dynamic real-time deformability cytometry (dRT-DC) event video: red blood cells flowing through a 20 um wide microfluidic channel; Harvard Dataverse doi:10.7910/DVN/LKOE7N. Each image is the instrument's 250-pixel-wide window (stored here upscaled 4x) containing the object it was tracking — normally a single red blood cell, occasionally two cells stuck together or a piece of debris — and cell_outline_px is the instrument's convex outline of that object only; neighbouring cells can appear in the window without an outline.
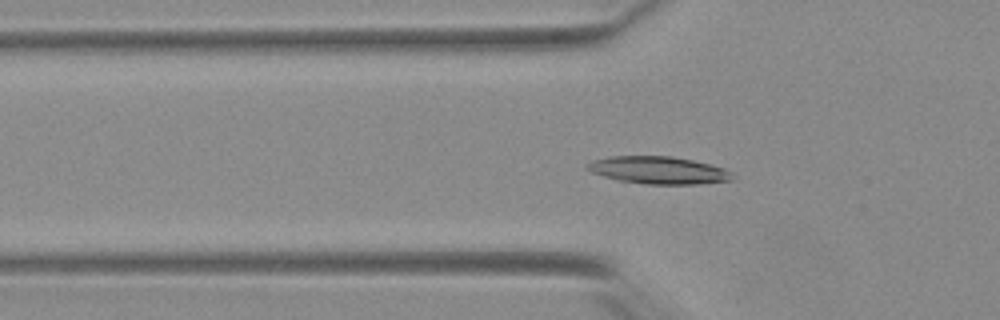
{"species": "Egyptian fruit bat (a non-hibernating species)", "species_latin": "Rousettus aegyptiacus", "temperature_condition": "warm", "stored_images_in_passage": 54, "camera_frame_rate_fps": 3000, "um_per_image_px": 0.085, "animal": {"sex": "female"}, "frame": {"image": 1, "passage_image": 18, "time_ms": 5.667, "image_size_px": [1000, 320], "cell_outline_px": [[732, 180], [696, 184], [644, 184], [616, 180], [592, 172], [584, 168], [584, 164], [592, 160], [608, 156], [672, 156], [692, 160], [724, 168], [728, 172]], "centroid_in_image_um": [55.85, 14.46], "position_along_channel_um": 69.9, "area_um2": 23.12}}
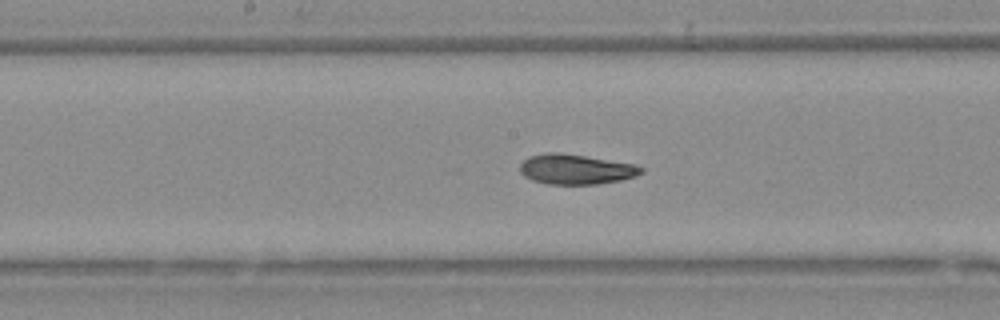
{"frame": {"image": 2, "passage_image": 28, "time_ms": 9.0, "image_size_px": [1000, 320], "cell_outline_px": [[644, 172], [636, 176], [620, 180], [596, 184], [548, 184], [532, 180], [524, 176], [520, 172], [520, 164], [528, 156], [544, 152], [556, 152], [584, 156], [636, 164], [644, 168]], "centroid_in_image_um": [48.94, 14.38], "position_along_channel_um": 199.3, "area_um2": 21.27}}
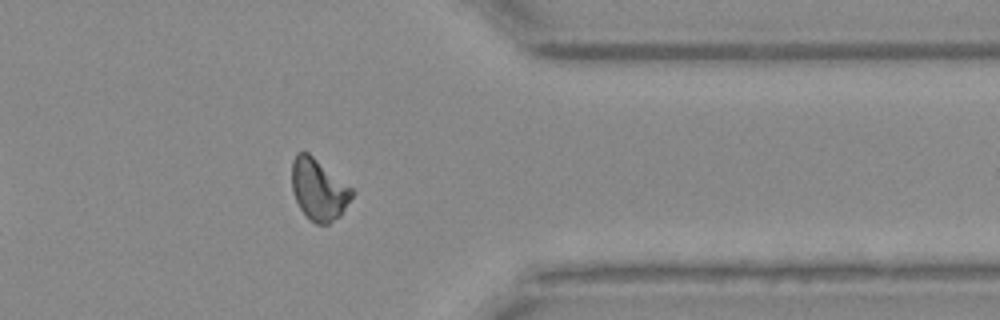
{"frame": {"image": 3, "passage_image": 43, "time_ms": 14.0, "image_size_px": [1000, 320], "cell_outline_px": [[352, 196], [340, 216], [328, 224], [316, 224], [300, 208], [296, 200], [292, 188], [292, 160], [296, 152], [308, 152], [352, 188]], "centroid_in_image_um": [27.07, 16.09], "position_along_channel_um": 384.3, "area_um2": 21.1}, "authors_computed_cell_mechanics": {"area_um2": 21.5305, "velocity_mm_per_s": 3.9013, "shape_relaxation_time_tau1_ms": 7.6438, "shape_relaxation_time_tau2_ms": 2.8983, "deformation_change_tau1": 0.1923, "deformation_change_tau2": 0.0835}}